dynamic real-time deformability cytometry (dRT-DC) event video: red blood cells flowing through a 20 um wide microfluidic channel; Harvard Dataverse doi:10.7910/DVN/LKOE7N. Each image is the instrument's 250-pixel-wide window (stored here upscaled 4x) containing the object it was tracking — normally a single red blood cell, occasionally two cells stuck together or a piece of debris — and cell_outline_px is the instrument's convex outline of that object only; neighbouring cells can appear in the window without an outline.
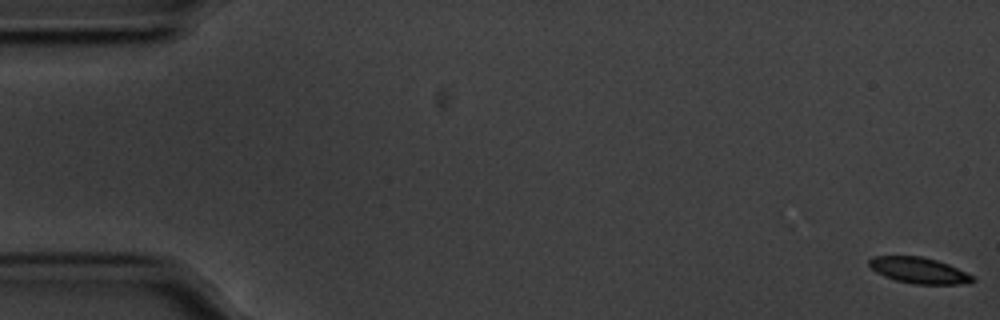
{"species": "common noctule bat (a hibernating species)", "species_latin": "Nyctalus noctula", "temperature_condition": "cold", "stored_images_in_passage": 57, "camera_frame_rate_fps": 3000, "um_per_image_px": 0.085, "animal": {"sex": "male", "body_mass_g": 20.1, "forearm_length_mm": 53.5}, "frame": {"image": 1, "passage_image": 1, "time_ms": 0.0, "image_size_px": [1000, 320], "cell_outline_px": [[976, 280], [960, 284], [916, 284], [896, 280], [884, 276], [876, 272], [868, 264], [868, 260], [872, 256], [920, 256], [936, 260], [948, 264], [972, 276]], "centroid_in_image_um": [78.06, 22.97], "position_along_channel_um": 6.9, "area_um2": 15.43}}
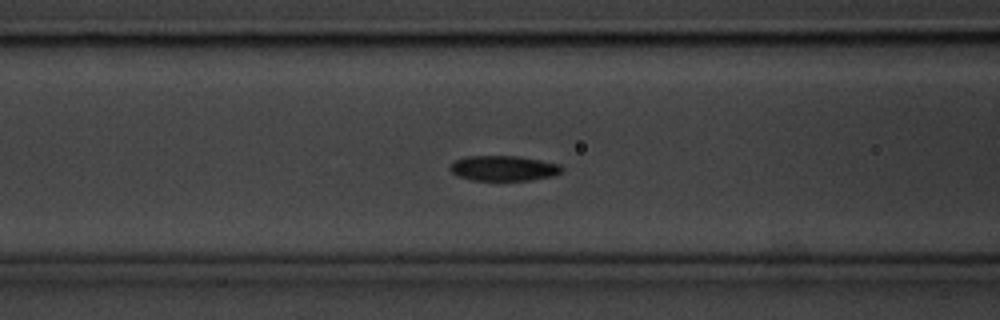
{"frame": {"image": 2, "passage_image": 23, "time_ms": 7.333, "image_size_px": [1000, 320], "cell_outline_px": [[564, 168], [560, 172], [552, 176], [532, 180], [472, 180], [460, 176], [452, 172], [448, 168], [456, 160], [468, 156], [520, 156], [560, 164]], "centroid_in_image_um": [42.83, 14.3], "position_along_channel_um": 123.8, "area_um2": 16.3}}
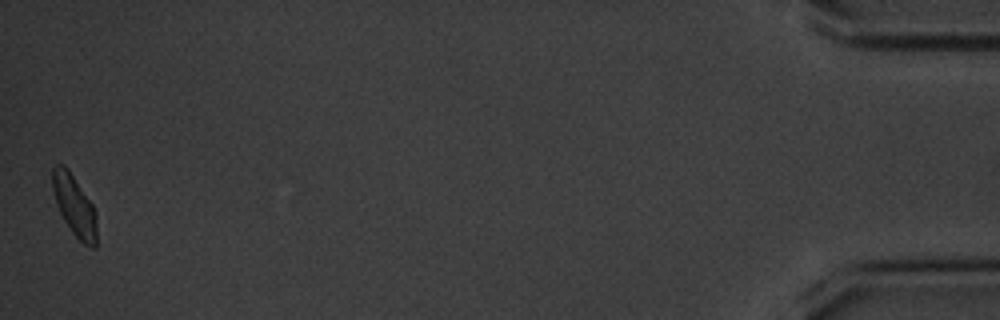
{"frame": {"image": 3, "passage_image": 57, "time_ms": 18.667, "image_size_px": [1000, 320], "cell_outline_px": [[96, 248], [92, 248], [84, 244], [72, 232], [64, 220], [56, 204], [52, 192], [52, 168], [56, 164], [64, 164], [68, 168], [92, 204], [96, 212]], "centroid_in_image_um": [6.31, 17.46], "position_along_channel_um": 428.9, "area_um2": 15.72}, "authors_computed_cell_mechanics": {"area_um2": 16.2996, "velocity_mm_per_s": 3.5127, "shape_relaxation_time_tau1_ms": null, "shape_relaxation_time_tau2_ms": 6.3992, "deformation_change_tau1": null, "deformation_change_tau2": 0.0937}}